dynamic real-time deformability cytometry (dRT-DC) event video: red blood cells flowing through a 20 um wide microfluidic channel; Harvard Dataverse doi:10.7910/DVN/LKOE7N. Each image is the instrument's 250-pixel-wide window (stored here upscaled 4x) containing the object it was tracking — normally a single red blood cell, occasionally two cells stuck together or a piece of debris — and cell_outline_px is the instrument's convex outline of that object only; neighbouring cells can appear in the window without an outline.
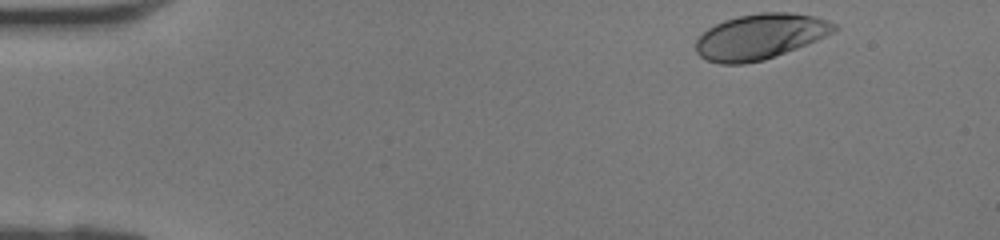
{"species": "human", "species_latin": "Homo sapiens", "temperature_condition": "room temperature", "stored_images_in_passage": 38, "camera_frame_rate_fps": 3000, "um_per_image_px": 0.085, "donor": {"sex": "female"}, "frame": {"image": 1, "passage_image": 1, "time_ms": 0.0, "image_size_px": [1000, 240], "cell_outline_px": [[840, 28], [808, 44], [764, 60], [744, 64], [720, 64], [708, 60], [700, 56], [696, 52], [696, 40], [708, 28], [724, 20], [740, 16], [760, 12], [788, 12], [816, 16], [828, 20], [836, 24]], "centroid_in_image_um": [64.62, 3.11], "position_along_channel_um": 20.4, "area_um2": 36.53}}
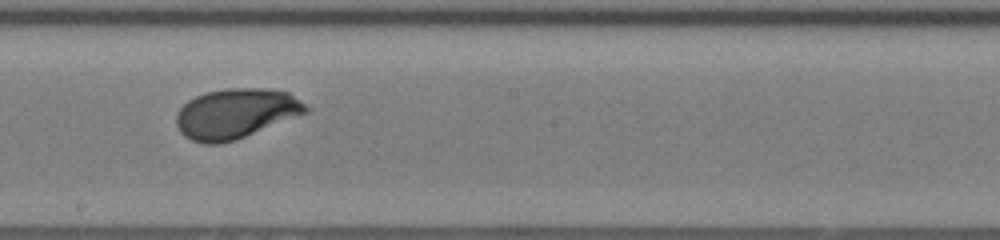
{"frame": {"image": 2, "passage_image": 20, "time_ms": 6.333, "image_size_px": [1000, 240], "cell_outline_px": [[308, 112], [236, 140], [220, 144], [204, 144], [192, 140], [184, 136], [180, 132], [176, 124], [176, 112], [188, 100], [204, 92], [228, 88], [264, 88], [288, 92], [304, 104], [308, 108]], "centroid_in_image_um": [20.0, 9.66], "position_along_channel_um": 228.2, "area_um2": 37.69}}
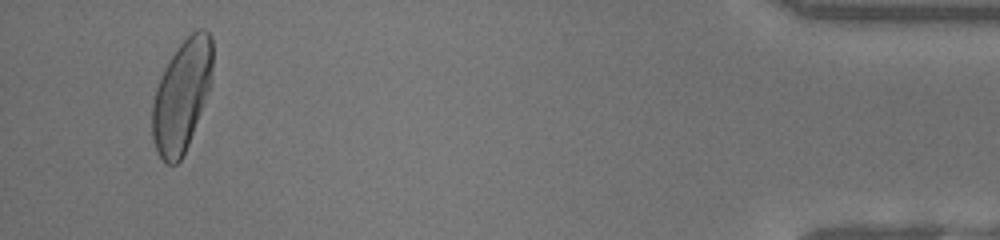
{"frame": {"image": 3, "passage_image": 36, "time_ms": 11.667, "image_size_px": [1000, 240], "cell_outline_px": [[212, 68], [208, 92], [188, 144], [180, 160], [176, 164], [164, 164], [156, 152], [152, 140], [152, 104], [156, 88], [164, 68], [180, 44], [196, 28], [204, 28], [212, 36]], "centroid_in_image_um": [15.43, 8.14], "position_along_channel_um": 419.8, "area_um2": 39.02}}